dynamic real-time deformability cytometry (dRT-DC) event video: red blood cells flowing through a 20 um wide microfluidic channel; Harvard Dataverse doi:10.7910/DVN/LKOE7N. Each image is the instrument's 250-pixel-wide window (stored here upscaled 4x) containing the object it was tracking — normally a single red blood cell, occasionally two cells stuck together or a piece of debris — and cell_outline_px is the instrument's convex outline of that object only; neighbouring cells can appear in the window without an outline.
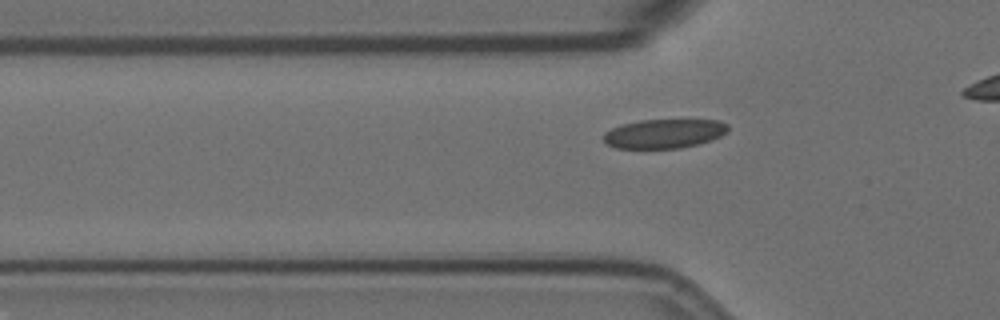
{"species": "Egyptian fruit bat (a non-hibernating species)", "species_latin": "Rousettus aegyptiacus", "temperature_condition": "room temperature", "stored_images_in_passage": 32, "camera_frame_rate_fps": 3000, "um_per_image_px": 0.085, "animal": {"sex": "female"}, "frame": {"image": 1, "passage_image": 4, "time_ms": 1.0, "image_size_px": [1000, 320], "cell_outline_px": [[728, 132], [712, 140], [680, 148], [616, 148], [608, 144], [604, 140], [604, 132], [620, 124], [640, 120], [720, 120], [728, 124]], "centroid_in_image_um": [56.46, 11.35], "position_along_channel_um": 69.3, "area_um2": 21.15}}
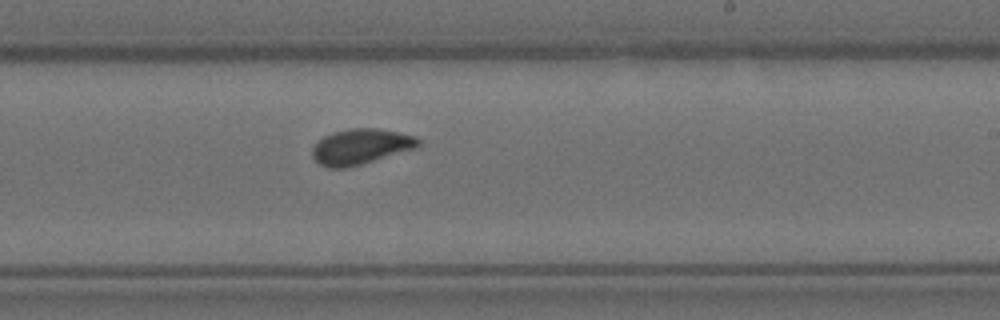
{"frame": {"image": 2, "passage_image": 20, "time_ms": 6.333, "image_size_px": [1000, 320], "cell_outline_px": [[420, 144], [416, 148], [360, 164], [344, 168], [328, 168], [320, 164], [312, 156], [312, 148], [324, 136], [336, 132], [352, 128], [380, 128], [416, 136], [420, 140]], "centroid_in_image_um": [30.68, 12.45], "position_along_channel_um": 258.3, "area_um2": 21.62}}
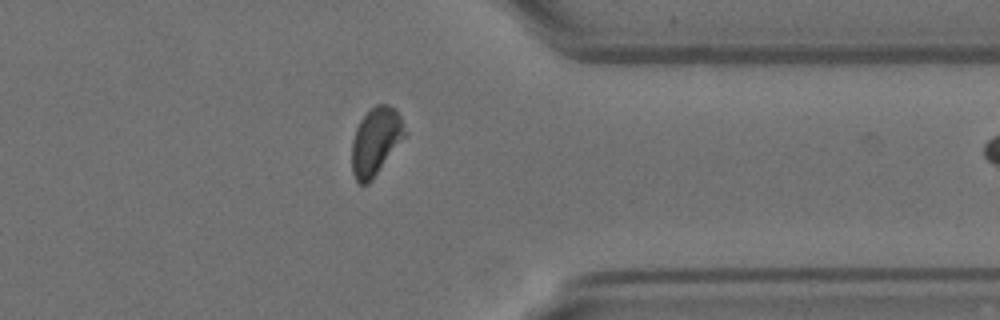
{"frame": {"image": 3, "passage_image": 31, "time_ms": 10.0, "image_size_px": [1000, 320], "cell_outline_px": [[408, 132], [372, 180], [368, 184], [360, 184], [356, 180], [352, 172], [352, 140], [356, 128], [360, 120], [376, 104], [388, 104], [396, 108]], "centroid_in_image_um": [31.94, 12.0], "position_along_channel_um": 379.5, "area_um2": 20.87}}